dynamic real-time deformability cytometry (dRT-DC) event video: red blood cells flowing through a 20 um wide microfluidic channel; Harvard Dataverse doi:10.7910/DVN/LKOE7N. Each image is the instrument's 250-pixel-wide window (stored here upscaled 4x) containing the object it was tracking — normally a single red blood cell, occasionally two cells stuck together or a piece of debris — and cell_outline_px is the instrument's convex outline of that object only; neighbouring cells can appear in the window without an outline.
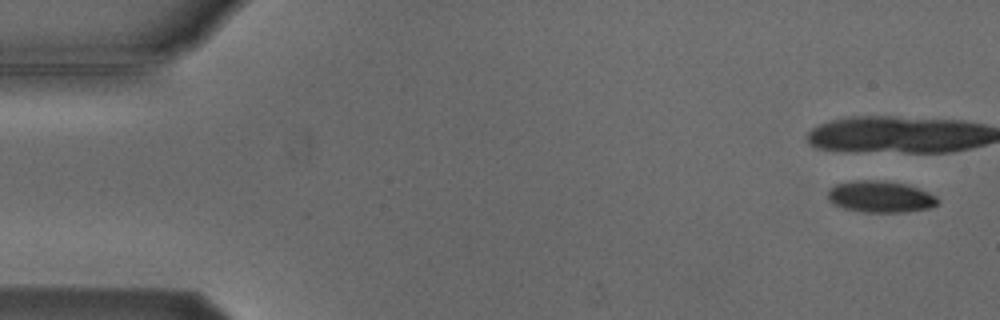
{"species": "Egyptian fruit bat (a non-hibernating species)", "species_latin": "Rousettus aegyptiacus", "temperature_condition": "cold", "stored_images_in_passage": 7, "camera_frame_rate_fps": 3000, "um_per_image_px": 0.085, "animal": {"sex": "male"}, "frame": {"image": 1, "passage_image": 1, "time_ms": 0.0, "image_size_px": [1000, 320], "cell_outline_px": [[940, 200], [936, 204], [928, 208], [908, 212], [864, 212], [844, 208], [832, 204], [828, 200], [828, 188], [836, 184], [856, 180], [884, 180], [904, 184], [928, 192], [936, 196]], "centroid_in_image_um": [74.8, 16.72], "position_along_channel_um": 10.2, "area_um2": 20.23}}